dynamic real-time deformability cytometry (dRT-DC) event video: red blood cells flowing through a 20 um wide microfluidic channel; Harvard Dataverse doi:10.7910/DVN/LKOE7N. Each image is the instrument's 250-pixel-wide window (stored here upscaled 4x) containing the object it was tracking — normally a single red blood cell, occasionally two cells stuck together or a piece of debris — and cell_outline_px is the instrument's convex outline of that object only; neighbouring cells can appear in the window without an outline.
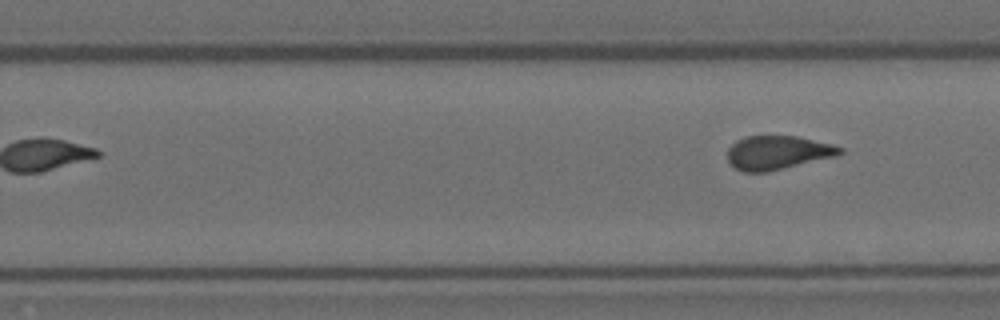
{"species": "Egyptian fruit bat (a non-hibernating species)", "species_latin": "Rousettus aegyptiacus", "temperature_condition": "room temperature", "stored_images_in_passage": 9, "camera_frame_rate_fps": 3000, "um_per_image_px": 0.085, "animal": {"sex": "female"}, "frame": {"image": 1, "passage_image": 9, "time_ms": 2.667, "image_size_px": [1000, 320], "cell_outline_px": [[844, 152], [836, 156], [768, 172], [744, 172], [736, 168], [728, 160], [728, 148], [736, 140], [744, 136], [796, 136], [832, 144], [844, 148]], "centroid_in_image_um": [66.11, 12.97], "position_along_channel_um": 263.7, "area_um2": 22.14}}